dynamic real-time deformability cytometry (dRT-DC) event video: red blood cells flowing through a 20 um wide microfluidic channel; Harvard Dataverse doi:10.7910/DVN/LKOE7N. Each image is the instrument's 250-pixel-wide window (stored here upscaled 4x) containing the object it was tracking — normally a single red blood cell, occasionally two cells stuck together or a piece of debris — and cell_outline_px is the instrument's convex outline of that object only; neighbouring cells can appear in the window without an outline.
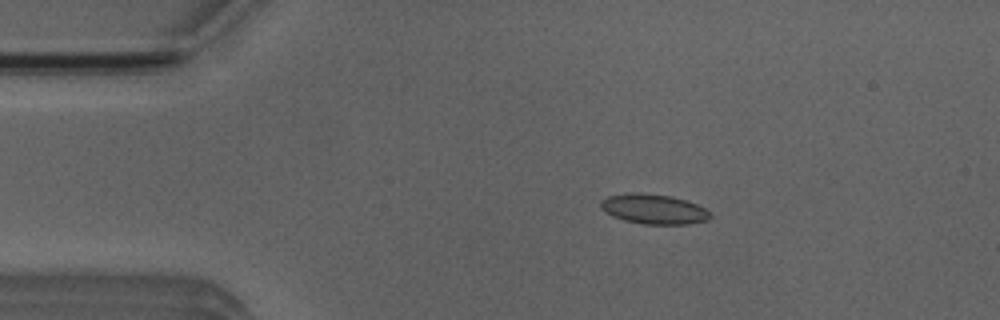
{"species": "Egyptian fruit bat (a non-hibernating species)", "species_latin": "Rousettus aegyptiacus", "temperature_condition": "room temperature", "stored_images_in_passage": 5, "camera_frame_rate_fps": 3000, "um_per_image_px": 0.085, "animal": {"sex": "male"}, "frame": {"image": 1, "passage_image": 3, "time_ms": 2.333, "image_size_px": [1000, 320], "cell_outline_px": [[712, 216], [708, 220], [688, 224], [644, 224], [624, 220], [612, 216], [604, 212], [600, 208], [600, 200], [608, 196], [628, 192], [640, 192], [668, 196], [684, 200], [696, 204], [704, 208]], "centroid_in_image_um": [55.51, 17.77], "position_along_channel_um": 29.5, "area_um2": 19.07}}